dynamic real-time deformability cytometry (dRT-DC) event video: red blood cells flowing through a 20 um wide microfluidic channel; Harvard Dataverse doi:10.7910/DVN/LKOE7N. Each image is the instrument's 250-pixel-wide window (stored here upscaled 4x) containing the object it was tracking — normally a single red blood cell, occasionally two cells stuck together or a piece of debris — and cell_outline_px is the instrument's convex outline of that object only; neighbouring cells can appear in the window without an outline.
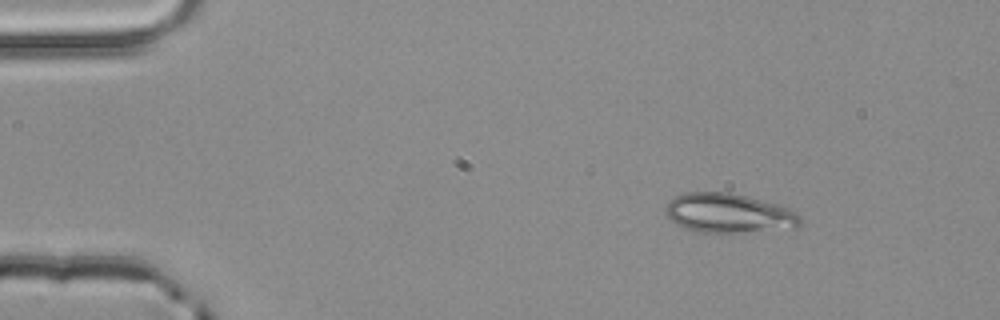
{"species": "common noctule bat (a hibernating species)", "species_latin": "Nyctalus noctula", "temperature_condition": "room temperature", "stored_images_in_passage": 46, "camera_frame_rate_fps": 3000, "um_per_image_px": 0.085, "animal": {"sex": "male", "body_mass_g": 20.4}, "frame": {"image": 1, "passage_image": 1, "time_ms": 0.0, "image_size_px": [1000, 320], "cell_outline_px": [[800, 228], [736, 232], [700, 232], [684, 228], [676, 224], [664, 212], [664, 208], [668, 200], [684, 192], [728, 192], [748, 196], [776, 204], [788, 208], [796, 212], [800, 216]], "centroid_in_image_um": [61.92, 18.11], "position_along_channel_um": 23.1, "area_um2": 30.98}}
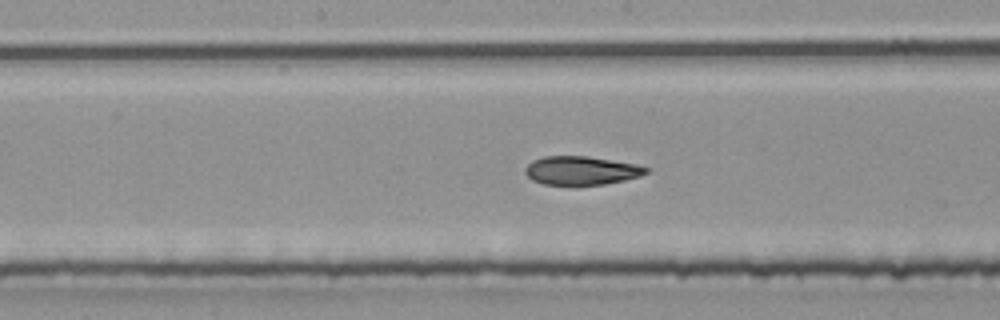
{"frame": {"image": 2, "passage_image": 21, "time_ms": 6.667, "image_size_px": [1000, 320], "cell_outline_px": [[648, 172], [640, 176], [624, 180], [604, 184], [576, 188], [572, 188], [544, 184], [532, 180], [524, 172], [524, 168], [532, 160], [544, 156], [588, 156], [636, 164], [648, 168]], "centroid_in_image_um": [49.36, 14.54], "position_along_channel_um": 198.8, "area_um2": 20.92}}
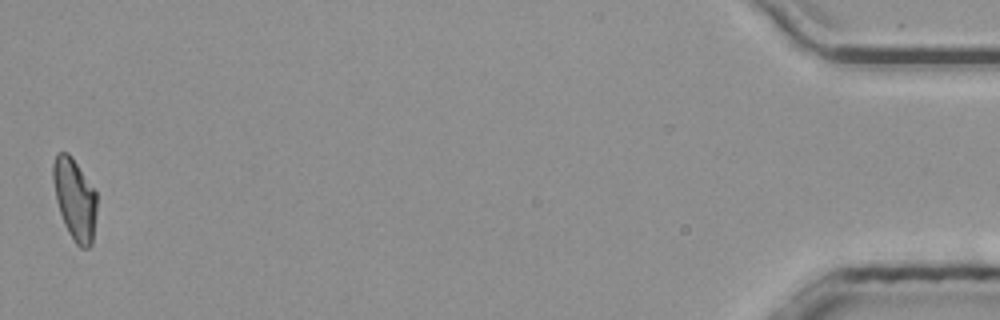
{"frame": {"image": 3, "passage_image": 46, "time_ms": 15.0, "image_size_px": [1000, 320], "cell_outline_px": [[96, 216], [92, 244], [88, 248], [80, 248], [76, 244], [68, 232], [64, 224], [56, 200], [52, 180], [52, 164], [56, 152], [68, 152], [72, 156], [96, 192]], "centroid_in_image_um": [6.34, 16.91], "position_along_channel_um": 428.9, "area_um2": 20.92}, "authors_computed_cell_mechanics": {"area_um2": 20.9525, "velocity_mm_per_s": 3.9563, "shape_relaxation_time_tau1_ms": 9.577, "shape_relaxation_time_tau2_ms": 2.4075, "deformation_change_tau1": 0.2659, "deformation_change_tau2": 0.0794}}